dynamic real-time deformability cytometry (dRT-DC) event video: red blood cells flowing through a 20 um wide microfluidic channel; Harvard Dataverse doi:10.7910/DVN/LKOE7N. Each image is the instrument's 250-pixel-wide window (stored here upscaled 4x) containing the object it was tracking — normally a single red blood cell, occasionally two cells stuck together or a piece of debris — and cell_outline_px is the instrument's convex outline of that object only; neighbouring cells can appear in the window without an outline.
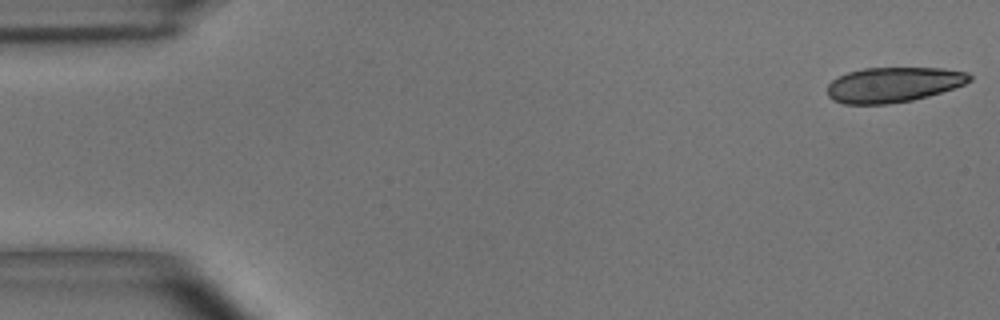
{"species": "common noctule bat (a hibernating species)", "species_latin": "Nyctalus noctula", "temperature_condition": "room temperature", "stored_images_in_passage": 9, "camera_frame_rate_fps": 3000, "um_per_image_px": 0.085, "animal": {"sex": "male", "body_mass_g": 15.6}, "frame": {"image": 1, "passage_image": 1, "time_ms": 0.0, "image_size_px": [1000, 320], "cell_outline_px": [[972, 80], [964, 84], [928, 96], [912, 100], [888, 104], [844, 104], [832, 100], [828, 96], [828, 84], [832, 80], [848, 72], [864, 68], [944, 68], [968, 72], [972, 76]], "centroid_in_image_um": [75.94, 7.19], "position_along_channel_um": 9.1, "area_um2": 29.07}}